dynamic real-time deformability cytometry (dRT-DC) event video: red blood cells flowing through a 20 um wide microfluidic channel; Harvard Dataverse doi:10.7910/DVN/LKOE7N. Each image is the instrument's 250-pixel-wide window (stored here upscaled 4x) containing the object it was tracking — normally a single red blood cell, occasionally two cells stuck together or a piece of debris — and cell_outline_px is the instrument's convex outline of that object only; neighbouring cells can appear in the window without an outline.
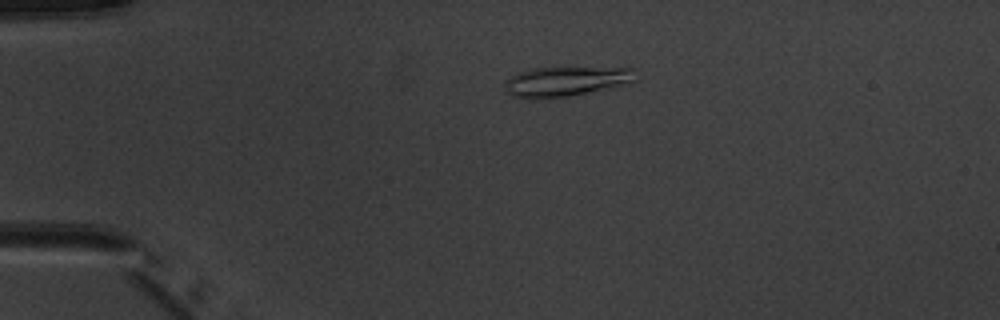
{"species": "common noctule bat (a hibernating species)", "species_latin": "Nyctalus noctula", "temperature_condition": "warm", "stored_images_in_passage": 5, "camera_frame_rate_fps": 3000, "um_per_image_px": 0.085, "animal": {"sex": "male", "body_mass_g": 20.1, "forearm_length_mm": 53.5}, "frame": {"image": 1, "passage_image": 4, "time_ms": 3.333, "image_size_px": [1000, 320], "cell_outline_px": [[636, 68], [632, 80], [624, 84], [612, 88], [568, 96], [544, 100], [528, 100], [512, 96], [508, 92], [508, 80], [512, 76], [528, 68], [628, 64], [632, 64]], "centroid_in_image_um": [48.26, 6.86], "position_along_channel_um": 36.7, "area_um2": 24.16}}